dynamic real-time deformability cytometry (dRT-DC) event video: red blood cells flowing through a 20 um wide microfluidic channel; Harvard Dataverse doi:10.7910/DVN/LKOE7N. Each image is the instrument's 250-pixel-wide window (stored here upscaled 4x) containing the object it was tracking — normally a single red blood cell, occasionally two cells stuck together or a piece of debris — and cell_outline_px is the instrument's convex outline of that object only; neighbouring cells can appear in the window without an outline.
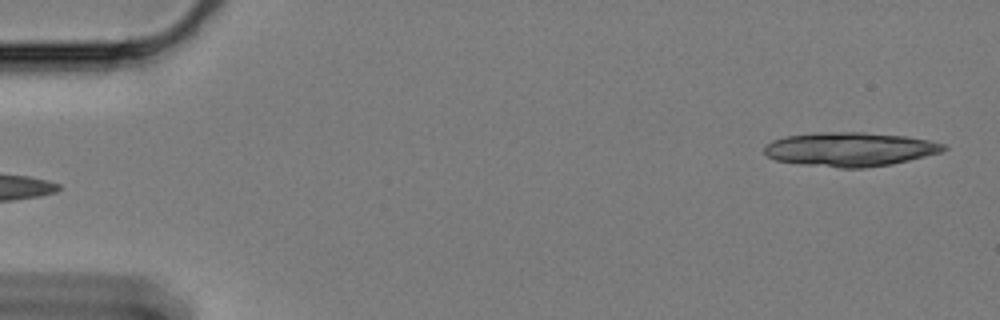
{"species": "Egyptian fruit bat (a non-hibernating species)", "species_latin": "Rousettus aegyptiacus", "temperature_condition": "cold", "stored_images_in_passage": 17, "camera_frame_rate_fps": 3000, "um_per_image_px": 0.085, "animal": {"sex": "female"}, "frame": {"image": 1, "passage_image": 1, "time_ms": 0.0, "image_size_px": [1000, 320], "cell_outline_px": [[948, 148], [940, 152], [892, 164], [864, 168], [840, 168], [800, 164], [776, 160], [768, 156], [764, 152], [764, 148], [772, 140], [784, 136], [824, 132], [864, 132], [904, 136], [928, 140], [944, 144]], "centroid_in_image_um": [72.23, 12.69], "position_along_channel_um": 12.8, "area_um2": 35.37}}